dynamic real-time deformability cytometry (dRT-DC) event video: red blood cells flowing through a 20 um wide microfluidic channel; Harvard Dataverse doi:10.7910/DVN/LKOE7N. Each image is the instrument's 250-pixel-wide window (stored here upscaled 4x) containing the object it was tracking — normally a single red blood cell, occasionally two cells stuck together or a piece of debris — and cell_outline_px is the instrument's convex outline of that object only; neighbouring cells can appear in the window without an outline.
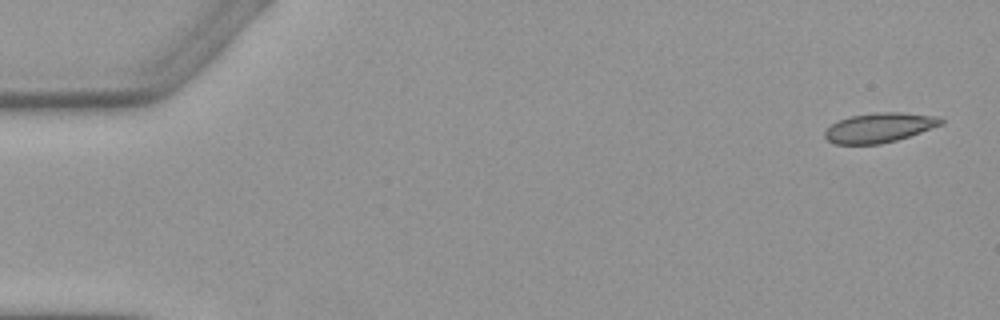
{"species": "Egyptian fruit bat (a non-hibernating species)", "species_latin": "Rousettus aegyptiacus", "temperature_condition": "warm", "stored_images_in_passage": 7, "camera_frame_rate_fps": 3000, "um_per_image_px": 0.085, "animal": {"sex": "female"}, "frame": {"image": 1, "passage_image": 1, "time_ms": 0.0, "image_size_px": [1000, 320], "cell_outline_px": [[944, 124], [896, 140], [880, 144], [832, 144], [824, 136], [824, 132], [832, 124], [848, 116], [876, 112], [900, 112], [940, 116], [944, 120]], "centroid_in_image_um": [74.76, 10.84], "position_along_channel_um": 10.2, "area_um2": 20.11}}
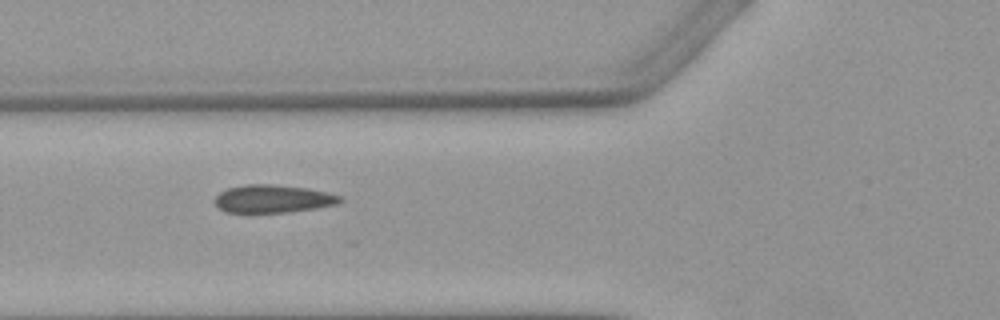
{"frame": {"image": 2, "passage_image": 6, "time_ms": 6.0, "image_size_px": [1000, 320], "cell_outline_px": [[344, 200], [340, 204], [316, 208], [288, 212], [224, 212], [216, 204], [216, 196], [220, 192], [228, 188], [244, 184], [272, 184], [308, 188], [328, 192], [344, 196]], "centroid_in_image_um": [23.28, 16.89], "position_along_channel_um": 102.5, "area_um2": 20.52}}
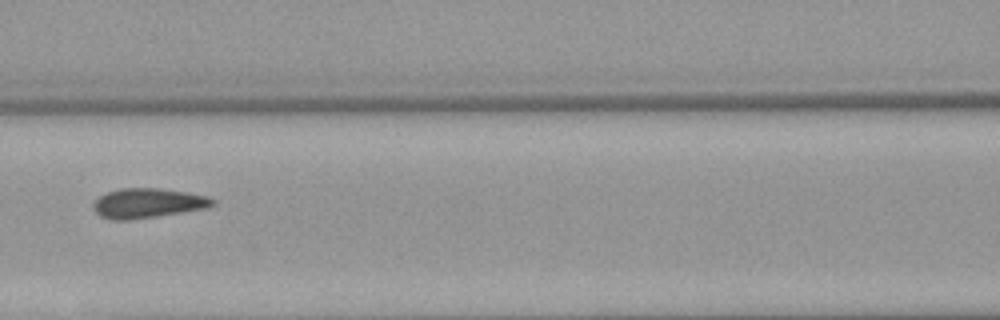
{"frame": {"image": 3, "passage_image": 7, "time_ms": 7.333, "image_size_px": [1000, 320], "cell_outline_px": [[216, 204], [204, 208], [132, 220], [112, 220], [100, 216], [96, 212], [92, 204], [100, 196], [108, 192], [120, 188], [160, 188], [188, 192], [208, 196], [216, 200]], "centroid_in_image_um": [12.56, 17.26], "position_along_channel_um": 154.0, "area_um2": 20.58}}